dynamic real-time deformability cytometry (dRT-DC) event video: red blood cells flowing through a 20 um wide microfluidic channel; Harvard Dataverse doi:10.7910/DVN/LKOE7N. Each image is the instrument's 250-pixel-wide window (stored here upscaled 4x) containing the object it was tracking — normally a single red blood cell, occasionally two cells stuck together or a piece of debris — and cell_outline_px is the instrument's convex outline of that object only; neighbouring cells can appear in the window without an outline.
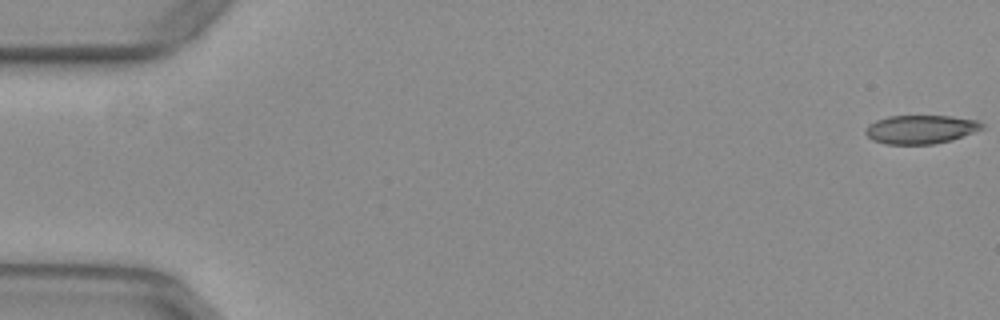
{"species": "common noctule bat (a hibernating species)", "species_latin": "Nyctalus noctula", "temperature_condition": "warm", "stored_images_in_passage": 17, "camera_frame_rate_fps": 3000, "um_per_image_px": 0.085, "animal": {"sex": "female", "body_mass_g": 29.2, "forearm_length_mm": 56.3}, "frame": {"image": 1, "passage_image": 1, "time_ms": 0.0, "image_size_px": [1000, 320], "cell_outline_px": [[984, 128], [952, 140], [932, 144], [884, 144], [872, 140], [864, 132], [868, 124], [876, 120], [888, 116], [952, 116], [980, 120], [984, 124]], "centroid_in_image_um": [78.26, 10.99], "position_along_channel_um": 6.7, "area_um2": 19.59}}
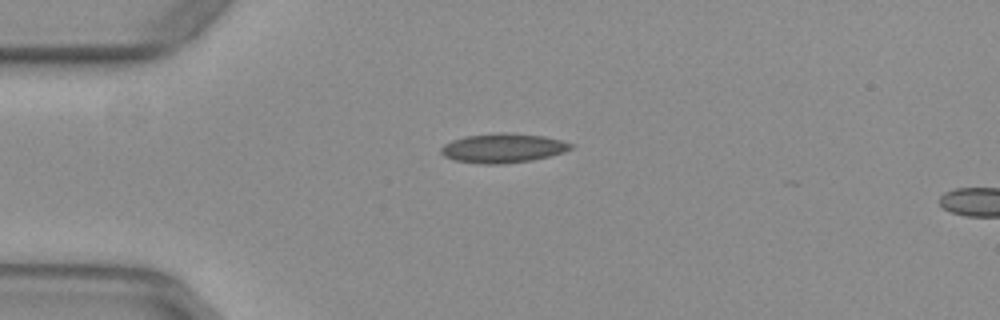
{"frame": {"image": 2, "passage_image": 14, "time_ms": 4.333, "image_size_px": [1000, 320], "cell_outline_px": [[576, 144], [572, 148], [564, 152], [532, 160], [500, 164], [480, 164], [452, 160], [444, 156], [440, 152], [440, 148], [444, 144], [452, 140], [464, 136], [504, 132], [544, 136]], "centroid_in_image_um": [42.73, 12.59], "position_along_channel_um": 42.3, "area_um2": 22.25}}